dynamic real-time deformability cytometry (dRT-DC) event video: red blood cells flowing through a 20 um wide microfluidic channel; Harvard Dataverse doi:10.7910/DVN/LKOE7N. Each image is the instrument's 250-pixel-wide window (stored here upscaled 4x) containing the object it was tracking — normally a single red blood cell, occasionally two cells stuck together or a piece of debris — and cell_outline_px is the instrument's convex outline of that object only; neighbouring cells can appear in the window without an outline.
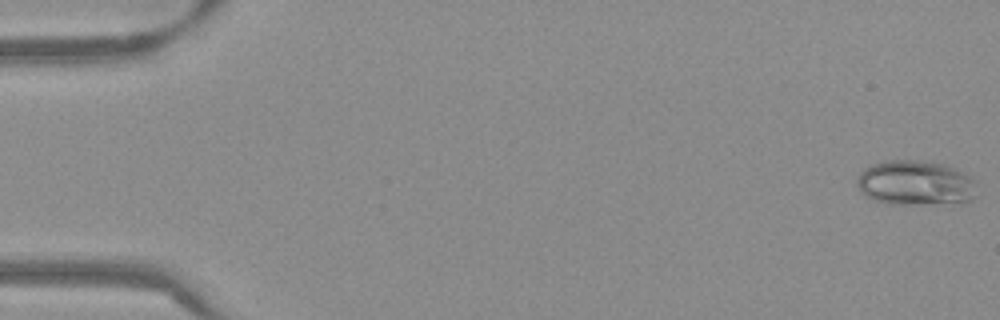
{"species": "Egyptian fruit bat (a non-hibernating species)", "species_latin": "Rousettus aegyptiacus", "temperature_condition": "warm", "stored_images_in_passage": 49, "camera_frame_rate_fps": 3000, "um_per_image_px": 0.085, "frame": {"image": 1, "passage_image": 1, "time_ms": 0.0, "image_size_px": [1000, 320], "cell_outline_px": [[976, 180], [972, 200], [960, 204], [888, 204], [872, 200], [856, 184], [856, 180], [860, 172], [864, 168], [872, 164], [888, 160], [916, 160], [944, 164]], "centroid_in_image_um": [77.81, 15.57], "position_along_channel_um": 7.2, "area_um2": 31.44}}
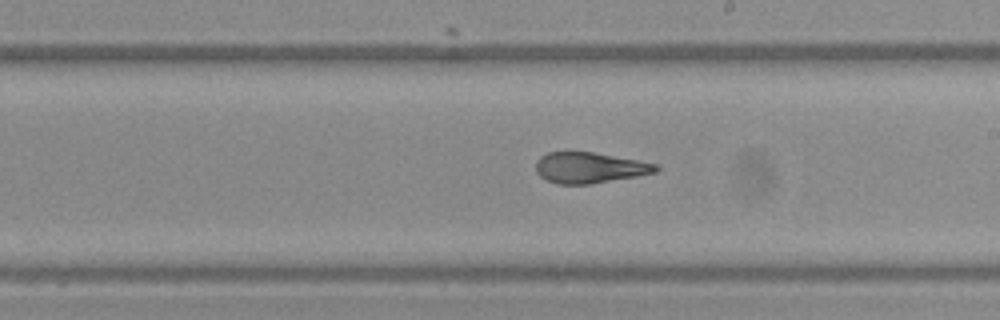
{"frame": {"image": 2, "passage_image": 31, "time_ms": 10.0, "image_size_px": [1000, 320], "cell_outline_px": [[660, 168], [656, 172], [636, 176], [592, 184], [556, 184], [540, 176], [536, 172], [536, 160], [540, 156], [548, 152], [592, 152], [660, 164]], "centroid_in_image_um": [50.11, 14.25], "position_along_channel_um": 238.9, "area_um2": 21.56}}
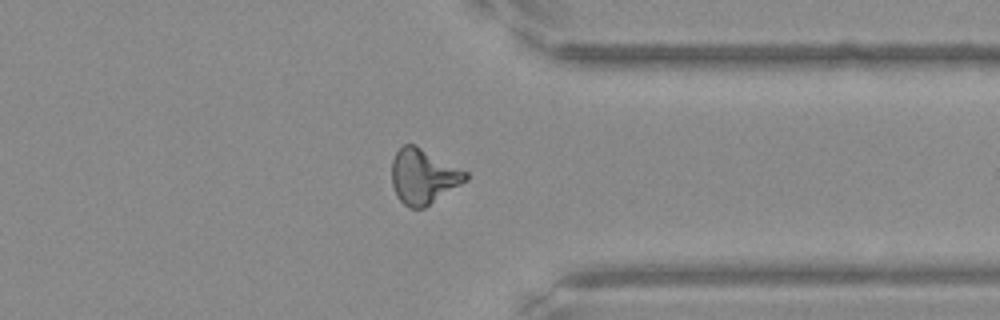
{"frame": {"image": 3, "passage_image": 42, "time_ms": 13.667, "image_size_px": [1000, 320], "cell_outline_px": [[468, 180], [424, 208], [408, 208], [396, 196], [392, 184], [392, 160], [396, 152], [404, 144], [416, 144], [468, 172]], "centroid_in_image_um": [35.98, 14.99], "position_along_channel_um": 375.4, "area_um2": 23.81}, "authors_computed_cell_mechanics": {"area_um2": 22.9466, "velocity_mm_per_s": 3.8315, "shape_relaxation_time_tau1_ms": null, "shape_relaxation_time_tau2_ms": 2.0773, "deformation_change_tau1": null, "deformation_change_tau2": 0.093}}